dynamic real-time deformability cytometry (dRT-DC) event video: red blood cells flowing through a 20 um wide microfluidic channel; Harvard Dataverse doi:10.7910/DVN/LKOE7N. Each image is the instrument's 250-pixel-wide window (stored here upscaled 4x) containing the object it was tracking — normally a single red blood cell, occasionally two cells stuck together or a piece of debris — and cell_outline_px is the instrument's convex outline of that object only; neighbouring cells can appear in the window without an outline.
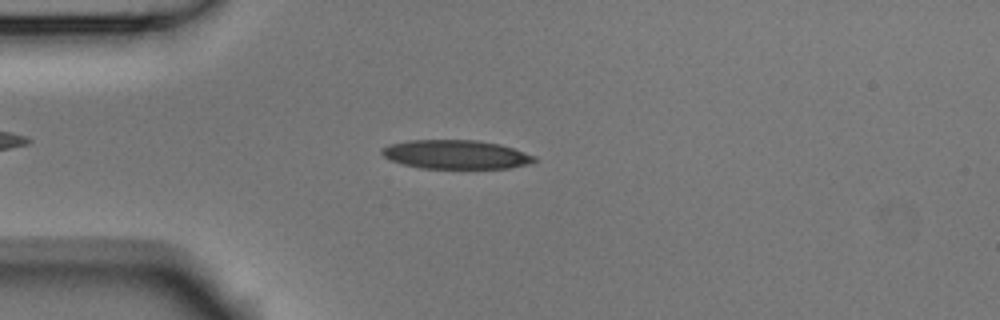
{"species": "Egyptian fruit bat (a non-hibernating species)", "species_latin": "Rousettus aegyptiacus", "temperature_condition": "room temperature", "stored_images_in_passage": 44, "camera_frame_rate_fps": 3000, "um_per_image_px": 0.085, "animal": {"sex": "male"}, "frame": {"image": 1, "passage_image": 12, "time_ms": 3.667, "image_size_px": [1000, 320], "cell_outline_px": [[536, 160], [528, 164], [508, 168], [424, 168], [404, 164], [392, 160], [384, 156], [380, 152], [380, 148], [388, 144], [408, 140], [476, 140], [500, 144], [536, 156]], "centroid_in_image_um": [38.73, 13.12], "position_along_channel_um": 46.3, "area_um2": 25.55}}
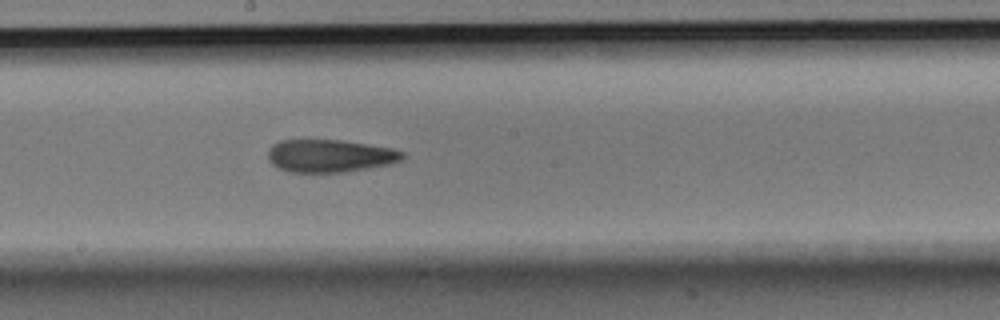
{"frame": {"image": 2, "passage_image": 27, "time_ms": 8.667, "image_size_px": [1000, 320], "cell_outline_px": [[404, 156], [400, 160], [392, 164], [344, 172], [288, 172], [272, 164], [268, 160], [268, 148], [272, 144], [280, 140], [340, 140], [392, 148], [404, 152]], "centroid_in_image_um": [28.02, 13.25], "position_along_channel_um": 220.2, "area_um2": 25.66}}
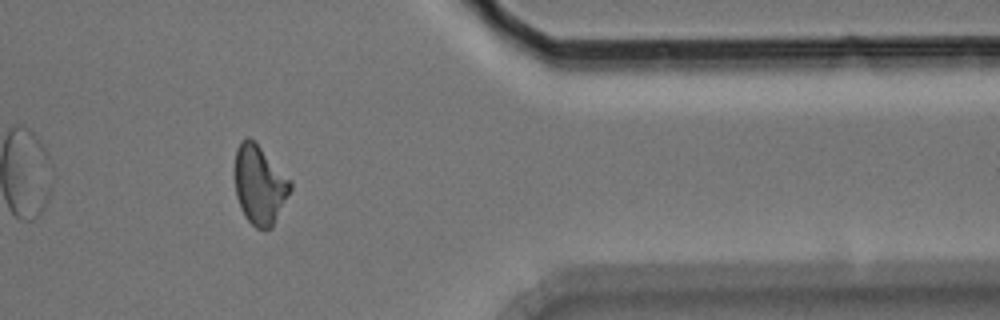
{"frame": {"image": 3, "passage_image": 42, "time_ms": 13.667, "image_size_px": [1000, 320], "cell_outline_px": [[292, 188], [272, 228], [264, 232], [256, 228], [244, 216], [240, 208], [236, 196], [232, 172], [232, 168], [236, 148], [240, 140], [248, 136], [292, 180]], "centroid_in_image_um": [22.02, 15.72], "position_along_channel_um": 389.4, "area_um2": 26.24}, "authors_computed_cell_mechanics": {"area_um2": 25.6054, "velocity_mm_per_s": 3.775, "shape_relaxation_time_tau1_ms": 10.0023, "shape_relaxation_time_tau2_ms": 3.9984, "deformation_change_tau1": 0.2268, "deformation_change_tau2": 0.1434}}